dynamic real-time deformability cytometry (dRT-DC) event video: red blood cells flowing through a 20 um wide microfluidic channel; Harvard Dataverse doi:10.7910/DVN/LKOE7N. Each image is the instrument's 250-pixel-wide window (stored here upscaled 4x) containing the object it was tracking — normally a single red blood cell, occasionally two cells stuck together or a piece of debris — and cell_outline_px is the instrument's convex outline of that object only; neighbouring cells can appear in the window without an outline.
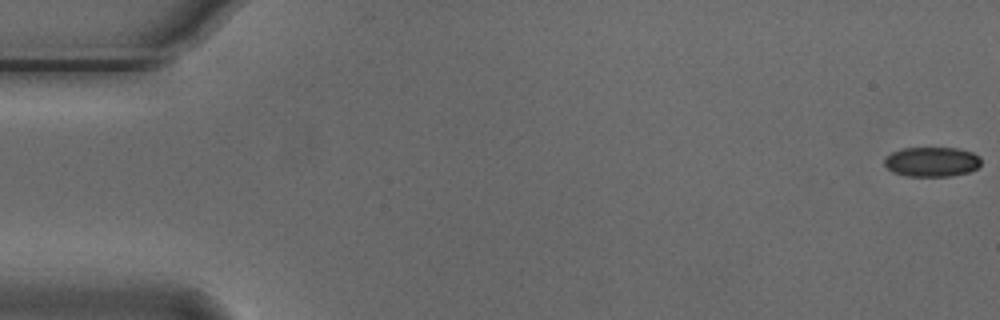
{"species": "Egyptian fruit bat (a non-hibernating species)", "species_latin": "Rousettus aegyptiacus", "temperature_condition": "cold", "stored_images_in_passage": 55, "camera_frame_rate_fps": 3000, "um_per_image_px": 0.085, "animal": {"sex": "male"}, "frame": {"image": 1, "passage_image": 1, "time_ms": 0.0, "image_size_px": [1000, 320], "cell_outline_px": [[980, 164], [976, 168], [968, 172], [952, 176], [908, 176], [892, 172], [884, 164], [884, 156], [900, 148], [956, 148], [972, 152], [980, 156]], "centroid_in_image_um": [79.17, 13.75], "position_along_channel_um": 5.8, "area_um2": 16.82}}
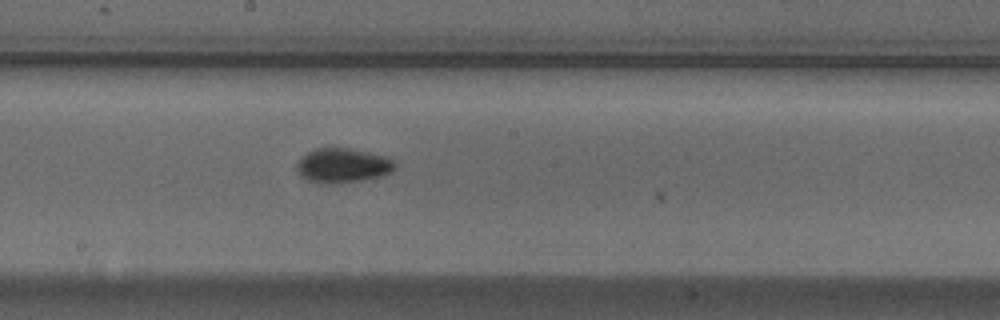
{"frame": {"image": 2, "passage_image": 30, "time_ms": 9.667, "image_size_px": [1000, 320], "cell_outline_px": [[396, 168], [392, 172], [380, 176], [356, 180], [328, 184], [308, 180], [300, 176], [296, 168], [296, 164], [308, 152], [316, 148], [348, 148], [388, 156], [396, 164]], "centroid_in_image_um": [29.15, 14.05], "position_along_channel_um": 219.1, "area_um2": 19.48}}
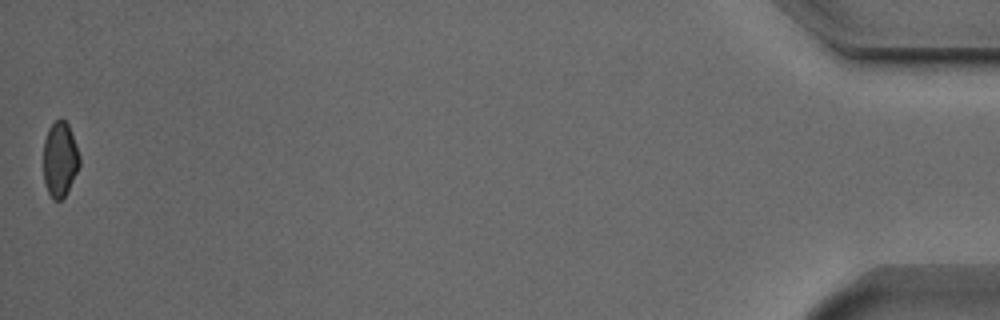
{"frame": {"image": 3, "passage_image": 55, "time_ms": 18.0, "image_size_px": [1000, 320], "cell_outline_px": [[80, 164], [64, 196], [60, 200], [52, 200], [48, 192], [44, 180], [44, 140], [48, 128], [60, 116], [68, 124], [80, 156]], "centroid_in_image_um": [5.08, 13.51], "position_along_channel_um": 430.1, "area_um2": 15.61}, "authors_computed_cell_mechanics": {"area_um2": 17.6868, "velocity_mm_per_s": 3.7497, "shape_relaxation_time_tau1_ms": 3.0835, "shape_relaxation_time_tau2_ms": null, "deformation_change_tau1": 0.0785, "deformation_change_tau2": null}}